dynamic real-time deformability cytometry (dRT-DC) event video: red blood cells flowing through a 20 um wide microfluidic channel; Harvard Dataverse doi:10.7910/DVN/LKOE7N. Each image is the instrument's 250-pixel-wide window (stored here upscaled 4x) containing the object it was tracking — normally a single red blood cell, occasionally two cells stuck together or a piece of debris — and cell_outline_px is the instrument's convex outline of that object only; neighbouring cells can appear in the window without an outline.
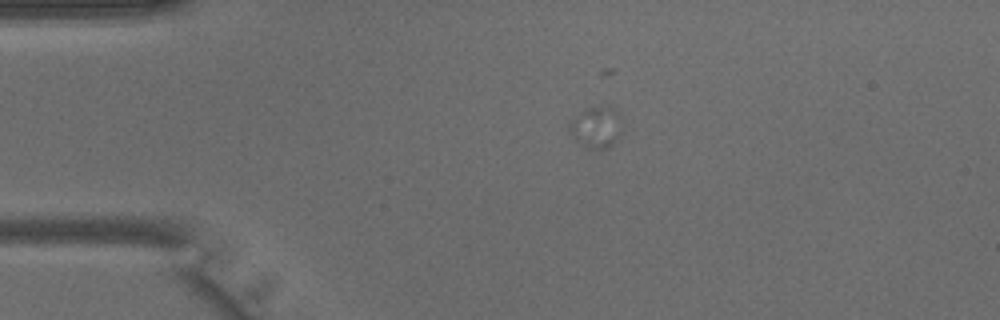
{"species": "common noctule bat (a hibernating species)", "species_latin": "Nyctalus noctula", "temperature_condition": "warm", "stored_images_in_passage": 13, "camera_frame_rate_fps": 3000, "um_per_image_px": 0.085, "animal": {"sex": "male", "body_mass_g": 15.6}, "frame": {"image": 1, "passage_image": 1, "time_ms": 0.0, "image_size_px": [1000, 320], "cell_outline_px": [[616, 136], [612, 144], [608, 148], [592, 148], [580, 144], [576, 140], [568, 128], [568, 120], [584, 108], [608, 104], [616, 108]], "centroid_in_image_um": [50.54, 10.74], "position_along_channel_um": 34.5, "area_um2": 12.2}}